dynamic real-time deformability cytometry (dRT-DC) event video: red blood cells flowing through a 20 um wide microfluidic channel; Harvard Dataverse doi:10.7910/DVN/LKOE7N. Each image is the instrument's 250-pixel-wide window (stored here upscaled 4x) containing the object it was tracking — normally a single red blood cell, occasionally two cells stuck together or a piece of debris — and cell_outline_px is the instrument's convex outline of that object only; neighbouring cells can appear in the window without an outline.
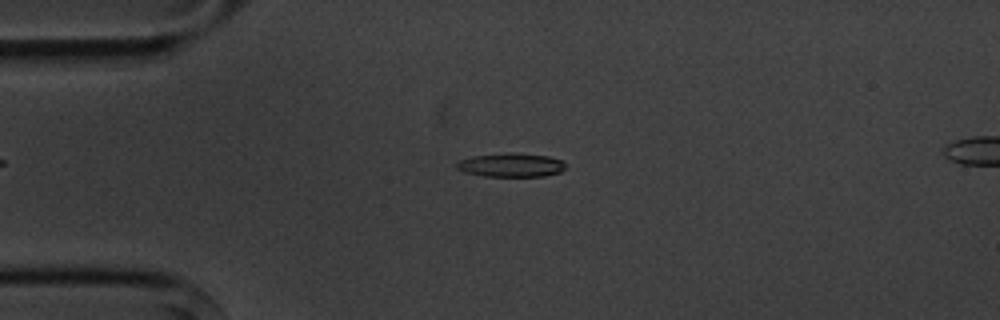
{"species": "common noctule bat (a hibernating species)", "species_latin": "Nyctalus noctula", "temperature_condition": "cold", "stored_images_in_passage": 5, "camera_frame_rate_fps": 3000, "um_per_image_px": 0.085, "animal": {"sex": "male", "body_mass_g": 20.1, "forearm_length_mm": 53.5}, "frame": {"image": 1, "passage_image": 4, "time_ms": 3.333, "image_size_px": [1000, 320], "cell_outline_px": [[568, 164], [560, 172], [544, 176], [484, 176], [464, 172], [456, 168], [456, 164], [460, 160], [472, 156], [512, 152], [516, 152], [548, 156], [560, 160]], "centroid_in_image_um": [43.45, 14.02], "position_along_channel_um": 41.6, "area_um2": 15.14}}